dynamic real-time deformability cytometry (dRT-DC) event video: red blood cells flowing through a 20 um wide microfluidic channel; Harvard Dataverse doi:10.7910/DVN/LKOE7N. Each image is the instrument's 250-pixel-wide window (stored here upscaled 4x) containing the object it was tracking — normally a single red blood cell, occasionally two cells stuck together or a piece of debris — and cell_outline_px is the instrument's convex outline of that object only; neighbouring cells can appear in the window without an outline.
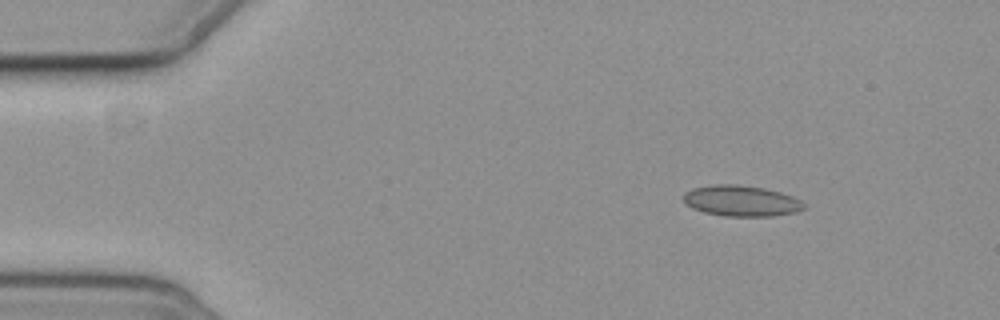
{"species": "common noctule bat (a hibernating species)", "species_latin": "Nyctalus noctula", "temperature_condition": "cold", "stored_images_in_passage": 5, "segment_of_instrument_passage": [1, 2], "camera_frame_rate_fps": 3000, "um_per_image_px": 0.085, "animal": {"sex": "female", "body_mass_g": 19.3, "forearm_length_mm": 54.1}, "frame": {"image": 1, "passage_image": 1, "time_ms": 0.0, "image_size_px": [1000, 320], "cell_outline_px": [[804, 208], [796, 212], [772, 216], [724, 216], [704, 212], [692, 208], [684, 204], [684, 192], [692, 188], [716, 184], [736, 184], [764, 188], [780, 192], [792, 196], [800, 200], [804, 204]], "centroid_in_image_um": [62.98, 17.07], "position_along_channel_um": 22.0, "area_um2": 21.68}}